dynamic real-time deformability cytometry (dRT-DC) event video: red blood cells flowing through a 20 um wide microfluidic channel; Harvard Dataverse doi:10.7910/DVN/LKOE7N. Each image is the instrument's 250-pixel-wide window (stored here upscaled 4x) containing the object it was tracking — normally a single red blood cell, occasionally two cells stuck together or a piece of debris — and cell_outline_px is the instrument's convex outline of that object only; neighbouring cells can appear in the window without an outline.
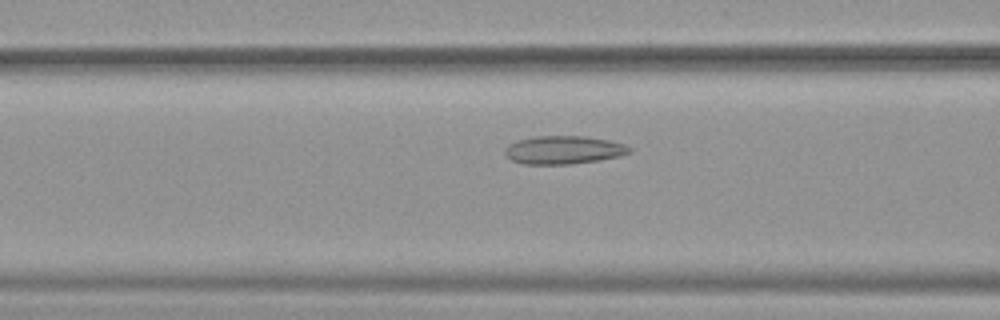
{"species": "common noctule bat (a hibernating species)", "species_latin": "Nyctalus noctula", "temperature_condition": "warm", "stored_images_in_passage": 52, "camera_frame_rate_fps": 3000, "um_per_image_px": 0.085, "animal": {"sex": "female", "body_mass_g": 19.9}, "frame": {"image": 1, "passage_image": 21, "time_ms": 6.667, "image_size_px": [1000, 320], "cell_outline_px": [[632, 152], [620, 156], [600, 160], [572, 164], [524, 164], [512, 160], [504, 152], [504, 148], [508, 144], [532, 136], [584, 136], [608, 140], [624, 144], [632, 148]], "centroid_in_image_um": [47.92, 12.74], "position_along_channel_um": 118.7, "area_um2": 20.52}}
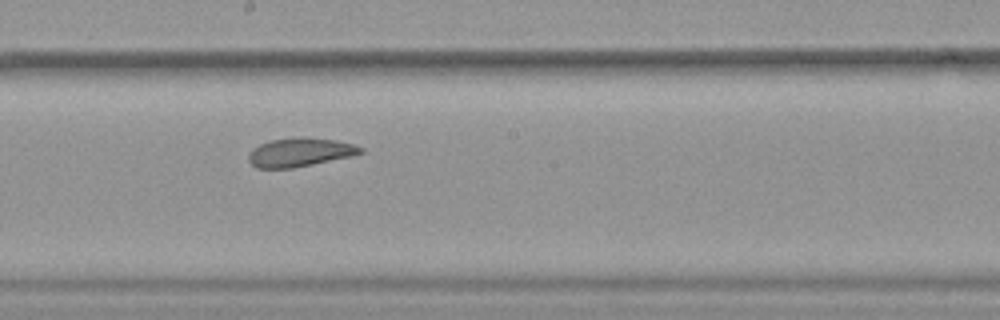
{"frame": {"image": 2, "passage_image": 29, "time_ms": 9.333, "image_size_px": [1000, 320], "cell_outline_px": [[364, 152], [352, 156], [292, 168], [256, 168], [248, 160], [248, 152], [252, 148], [268, 140], [300, 136], [336, 140], [352, 144], [364, 148]], "centroid_in_image_um": [25.47, 12.93], "position_along_channel_um": 222.7, "area_um2": 18.9}}
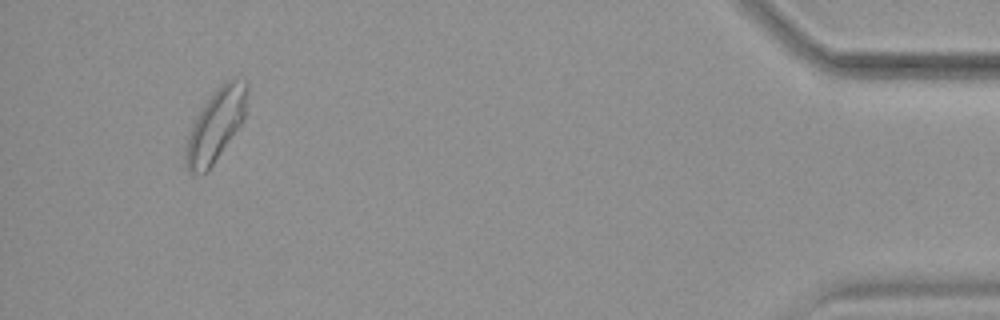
{"frame": {"image": 3, "passage_image": 49, "time_ms": 16.0, "image_size_px": [1000, 320], "cell_outline_px": [[248, 92], [244, 120], [212, 164], [200, 176], [188, 172], [184, 160], [184, 152], [188, 136], [204, 104], [216, 88], [224, 80], [244, 80], [248, 84]], "centroid_in_image_um": [18.34, 10.64], "position_along_channel_um": 416.9, "area_um2": 25.37}, "authors_computed_cell_mechanics": {"area_um2": 22.4553, "velocity_mm_per_s": 3.9115, "shape_relaxation_time_tau1_ms": null, "shape_relaxation_time_tau2_ms": 2.2187, "deformation_change_tau1": null, "deformation_change_tau2": 0.0706}}